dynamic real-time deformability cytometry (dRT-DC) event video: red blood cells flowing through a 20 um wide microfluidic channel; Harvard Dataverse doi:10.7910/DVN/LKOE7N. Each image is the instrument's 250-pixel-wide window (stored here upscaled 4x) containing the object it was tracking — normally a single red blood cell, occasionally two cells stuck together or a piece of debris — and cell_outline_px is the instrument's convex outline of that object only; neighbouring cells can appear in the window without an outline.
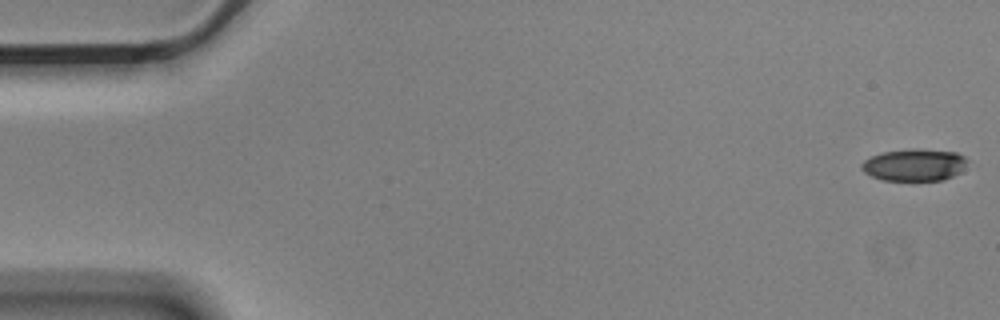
{"species": "Egyptian fruit bat (a non-hibernating species)", "species_latin": "Rousettus aegyptiacus", "temperature_condition": "cold", "stored_images_in_passage": 5, "camera_frame_rate_fps": 3000, "um_per_image_px": 0.085, "animal": {"sex": "male"}, "frame": {"image": 1, "passage_image": 1, "time_ms": 0.0, "image_size_px": [1000, 320], "cell_outline_px": [[968, 160], [960, 172], [944, 180], [884, 180], [872, 176], [864, 172], [860, 168], [860, 164], [864, 160], [872, 156], [884, 152], [912, 148], [916, 148], [956, 152], [964, 156]], "centroid_in_image_um": [77.71, 14.01], "position_along_channel_um": 7.3, "area_um2": 19.77}}